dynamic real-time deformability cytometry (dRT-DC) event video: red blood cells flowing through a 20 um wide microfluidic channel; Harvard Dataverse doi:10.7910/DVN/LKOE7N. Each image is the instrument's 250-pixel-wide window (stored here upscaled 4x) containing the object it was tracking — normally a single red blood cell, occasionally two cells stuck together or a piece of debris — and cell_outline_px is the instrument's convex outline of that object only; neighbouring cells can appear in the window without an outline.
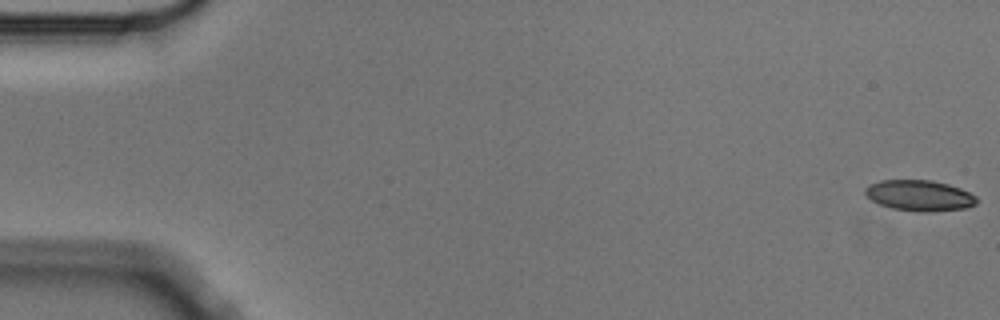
{"species": "Egyptian fruit bat (a non-hibernating species)", "species_latin": "Rousettus aegyptiacus", "temperature_condition": "cold", "stored_images_in_passage": 11, "camera_frame_rate_fps": 3000, "um_per_image_px": 0.085, "animal": {"sex": "male"}, "frame": {"image": 1, "passage_image": 1, "time_ms": 0.0, "image_size_px": [1000, 320], "cell_outline_px": [[976, 204], [968, 208], [932, 212], [920, 212], [892, 208], [880, 204], [872, 200], [864, 192], [864, 188], [880, 180], [932, 180], [948, 184], [960, 188], [976, 196]], "centroid_in_image_um": [78.18, 16.62], "position_along_channel_um": 6.8, "area_um2": 20.0}}
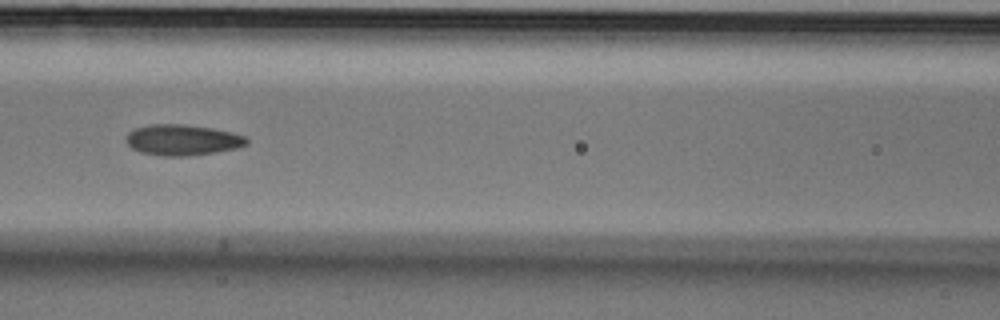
{"frame": {"image": 2, "passage_image": 7, "time_ms": 2.0, "image_size_px": [1000, 320], "cell_outline_px": [[248, 144], [236, 148], [216, 152], [188, 156], [164, 156], [140, 152], [132, 148], [124, 140], [124, 136], [128, 132], [136, 128], [152, 124], [184, 124], [212, 128], [232, 132], [244, 136], [248, 140]], "centroid_in_image_um": [15.48, 11.89], "position_along_channel_um": 151.1, "area_um2": 21.73}}
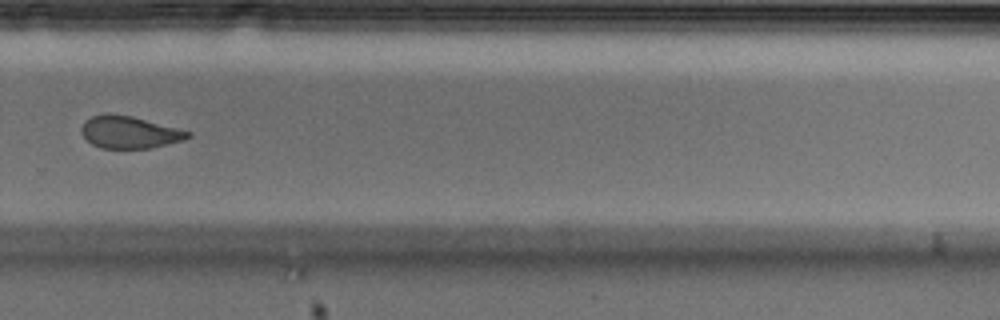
{"frame": {"image": 3, "passage_image": 11, "time_ms": 3.333, "image_size_px": [1000, 320], "cell_outline_px": [[192, 136], [184, 140], [152, 148], [100, 148], [92, 144], [80, 132], [80, 128], [84, 120], [92, 116], [132, 116], [192, 132]], "centroid_in_image_um": [11.03, 11.27], "position_along_channel_um": 318.8, "area_um2": 19.59}}